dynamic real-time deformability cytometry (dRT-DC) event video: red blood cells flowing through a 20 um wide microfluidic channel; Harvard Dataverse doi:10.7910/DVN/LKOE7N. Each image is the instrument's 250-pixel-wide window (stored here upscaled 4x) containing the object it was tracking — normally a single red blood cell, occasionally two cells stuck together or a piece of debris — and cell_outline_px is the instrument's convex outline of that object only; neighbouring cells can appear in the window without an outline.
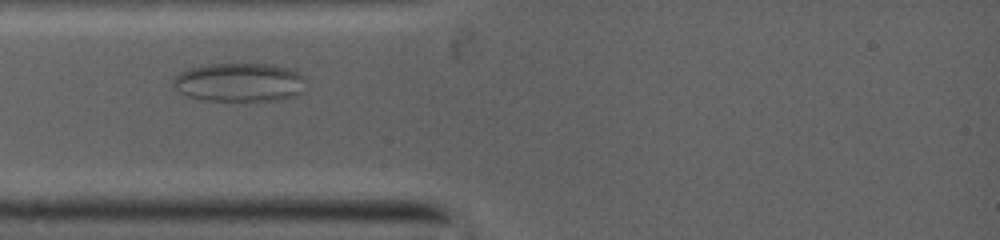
{"species": "common noctule bat (a hibernating species)", "species_latin": "Nyctalus noctula", "temperature_condition": "warm", "stored_images_in_passage": 49, "camera_frame_rate_fps": 5000, "um_per_image_px": 0.085, "animal": {"sex": "female", "body_mass_g": 19.0, "forearm_length_mm": 53.3}, "frame": {"image": 1, "passage_image": 11, "time_ms": 2.8, "image_size_px": [1000, 240], "cell_outline_px": [[300, 76], [296, 96], [280, 100], [208, 100], [188, 96], [176, 84], [176, 76], [180, 72], [192, 68], [208, 64], [272, 64], [296, 72]], "centroid_in_image_um": [20.31, 6.99], "position_along_channel_um": 64.7, "area_um2": 28.44}}
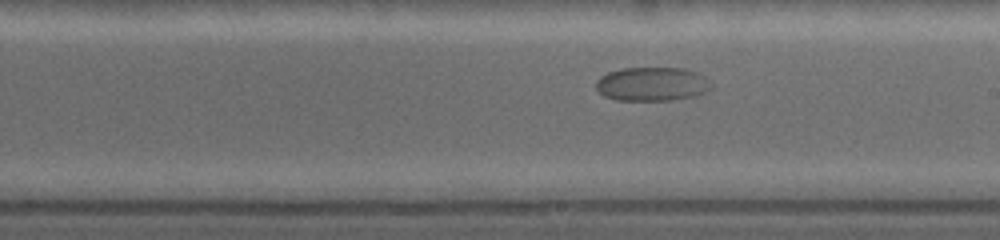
{"frame": {"image": 2, "passage_image": 27, "time_ms": 7.0, "image_size_px": [1000, 240], "cell_outline_px": [[708, 88], [700, 92], [668, 100], [620, 100], [604, 96], [596, 88], [596, 80], [600, 76], [608, 72], [624, 68], [684, 68], [696, 72], [704, 76]], "centroid_in_image_um": [55.28, 7.12], "position_along_channel_um": 233.7, "area_um2": 21.91}}
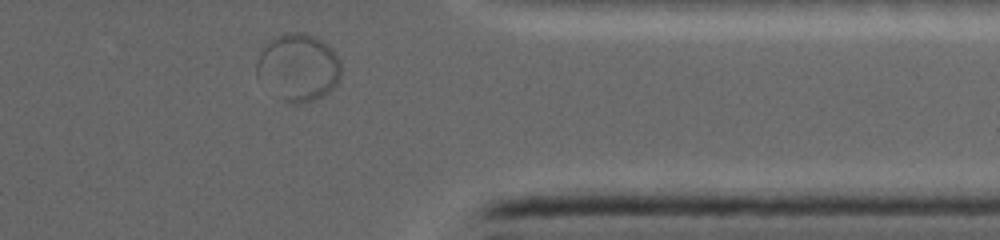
{"frame": {"image": 3, "passage_image": 44, "time_ms": 11.0, "image_size_px": [1000, 240], "cell_outline_px": [[340, 76], [336, 84], [332, 88], [320, 96], [308, 100], [284, 100], [256, 76], [256, 64], [260, 52], [272, 40], [280, 36], [296, 32], [304, 32], [320, 40], [340, 60]], "centroid_in_image_um": [25.34, 5.69], "position_along_channel_um": 386.1, "area_um2": 31.39}}